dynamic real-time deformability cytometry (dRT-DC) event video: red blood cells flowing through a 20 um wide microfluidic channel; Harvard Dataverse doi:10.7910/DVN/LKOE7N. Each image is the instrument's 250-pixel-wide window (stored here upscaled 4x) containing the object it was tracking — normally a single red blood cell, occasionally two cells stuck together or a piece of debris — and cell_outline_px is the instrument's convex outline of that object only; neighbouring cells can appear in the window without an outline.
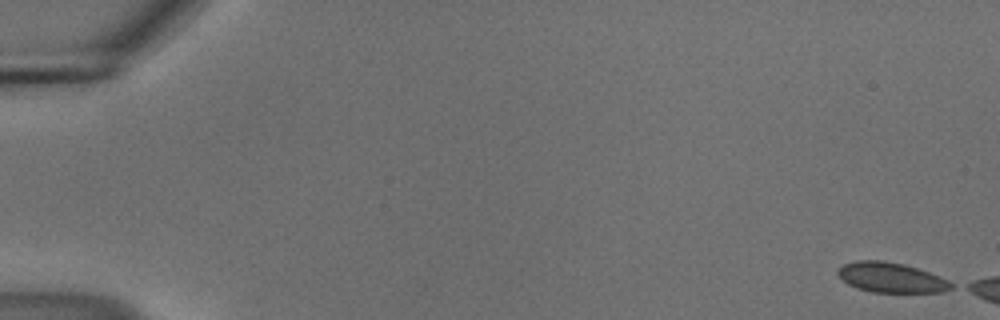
{"species": "common noctule bat (a hibernating species)", "species_latin": "Nyctalus noctula", "temperature_condition": "cold", "stored_images_in_passage": 11, "camera_frame_rate_fps": 3000, "um_per_image_px": 0.085, "animal": {"sex": "male", "body_mass_g": 18.8}, "frame": {"image": 1, "passage_image": 1, "time_ms": 0.0, "image_size_px": [1000, 320], "cell_outline_px": [[956, 284], [952, 288], [944, 292], [872, 292], [856, 288], [848, 284], [836, 272], [836, 268], [844, 264], [856, 260], [884, 260], [904, 264], [928, 272], [948, 280]], "centroid_in_image_um": [75.73, 23.59], "position_along_channel_um": 9.3, "area_um2": 19.88}}